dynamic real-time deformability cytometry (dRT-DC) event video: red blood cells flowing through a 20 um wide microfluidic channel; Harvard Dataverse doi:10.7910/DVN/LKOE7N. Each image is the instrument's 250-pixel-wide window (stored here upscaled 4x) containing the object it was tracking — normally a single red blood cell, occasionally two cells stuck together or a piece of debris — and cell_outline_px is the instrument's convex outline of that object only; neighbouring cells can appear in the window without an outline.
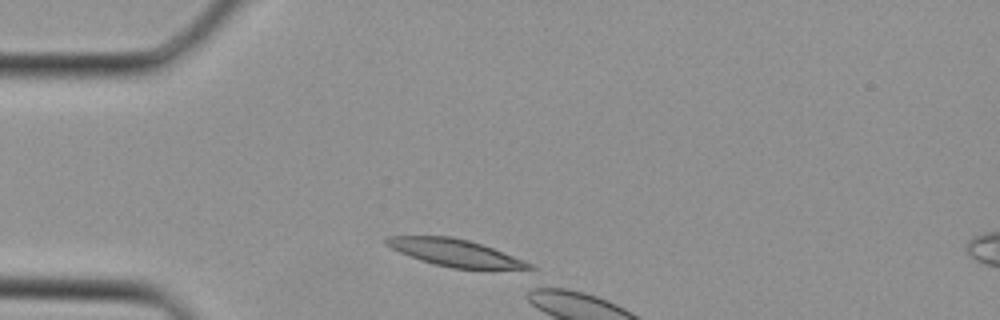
{"species": "Egyptian fruit bat (a non-hibernating species)", "species_latin": "Rousettus aegyptiacus", "temperature_condition": "cold", "stored_images_in_passage": 3, "camera_frame_rate_fps": 3000, "um_per_image_px": 0.085, "animal": {"sex": "female"}, "frame": {"image": 1, "passage_image": 1, "time_ms": 0.0, "image_size_px": [1000, 320], "cell_outline_px": [[536, 268], [452, 268], [420, 260], [400, 252], [384, 244], [384, 240], [388, 236], [452, 236], [468, 240], [492, 248], [524, 260], [532, 264]], "centroid_in_image_um": [38.61, 21.46], "position_along_channel_um": 46.4, "area_um2": 21.96}}